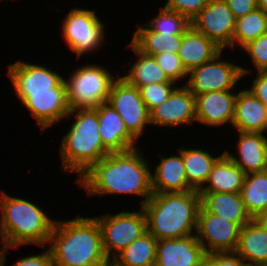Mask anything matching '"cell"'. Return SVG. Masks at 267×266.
Listing matches in <instances>:
<instances>
[{"instance_id":"1","label":"cell","mask_w":267,"mask_h":266,"mask_svg":"<svg viewBox=\"0 0 267 266\" xmlns=\"http://www.w3.org/2000/svg\"><path fill=\"white\" fill-rule=\"evenodd\" d=\"M140 154L136 147L109 153L77 181L89 195L135 194L145 197L144 205L153 194L152 174Z\"/></svg>"},{"instance_id":"2","label":"cell","mask_w":267,"mask_h":266,"mask_svg":"<svg viewBox=\"0 0 267 266\" xmlns=\"http://www.w3.org/2000/svg\"><path fill=\"white\" fill-rule=\"evenodd\" d=\"M49 243L54 266H110L95 218L56 220Z\"/></svg>"},{"instance_id":"3","label":"cell","mask_w":267,"mask_h":266,"mask_svg":"<svg viewBox=\"0 0 267 266\" xmlns=\"http://www.w3.org/2000/svg\"><path fill=\"white\" fill-rule=\"evenodd\" d=\"M201 207L199 191L153 193L142 205L147 231L157 240L192 235Z\"/></svg>"},{"instance_id":"4","label":"cell","mask_w":267,"mask_h":266,"mask_svg":"<svg viewBox=\"0 0 267 266\" xmlns=\"http://www.w3.org/2000/svg\"><path fill=\"white\" fill-rule=\"evenodd\" d=\"M0 208L1 228L5 237L0 254L7 247L16 248L29 243L44 247L49 242L56 220L52 221L38 206L2 191Z\"/></svg>"},{"instance_id":"5","label":"cell","mask_w":267,"mask_h":266,"mask_svg":"<svg viewBox=\"0 0 267 266\" xmlns=\"http://www.w3.org/2000/svg\"><path fill=\"white\" fill-rule=\"evenodd\" d=\"M77 111V112H76ZM75 122L63 136L60 148L62 168L85 174L94 164L110 152L103 146L99 135V119L95 109H75Z\"/></svg>"},{"instance_id":"6","label":"cell","mask_w":267,"mask_h":266,"mask_svg":"<svg viewBox=\"0 0 267 266\" xmlns=\"http://www.w3.org/2000/svg\"><path fill=\"white\" fill-rule=\"evenodd\" d=\"M116 80L105 68L83 66L74 71L68 82L67 100L70 110L94 109L108 102L111 86Z\"/></svg>"},{"instance_id":"7","label":"cell","mask_w":267,"mask_h":266,"mask_svg":"<svg viewBox=\"0 0 267 266\" xmlns=\"http://www.w3.org/2000/svg\"><path fill=\"white\" fill-rule=\"evenodd\" d=\"M95 219L99 224L103 249L109 261L147 231L143 208L142 212L123 211L114 216L109 214ZM112 249L113 257L110 258Z\"/></svg>"},{"instance_id":"8","label":"cell","mask_w":267,"mask_h":266,"mask_svg":"<svg viewBox=\"0 0 267 266\" xmlns=\"http://www.w3.org/2000/svg\"><path fill=\"white\" fill-rule=\"evenodd\" d=\"M221 53L222 51L212 60L188 72L190 77L186 87L194 95L213 91L233 90L236 82L250 72L231 62L219 61Z\"/></svg>"},{"instance_id":"9","label":"cell","mask_w":267,"mask_h":266,"mask_svg":"<svg viewBox=\"0 0 267 266\" xmlns=\"http://www.w3.org/2000/svg\"><path fill=\"white\" fill-rule=\"evenodd\" d=\"M108 103L113 106L124 121L127 131L137 140L146 124L150 123V113L137 87L128 84L122 77L113 82Z\"/></svg>"},{"instance_id":"10","label":"cell","mask_w":267,"mask_h":266,"mask_svg":"<svg viewBox=\"0 0 267 266\" xmlns=\"http://www.w3.org/2000/svg\"><path fill=\"white\" fill-rule=\"evenodd\" d=\"M104 25L99 21L95 11L71 9L63 23L62 32L77 58H80L85 51H93L102 43Z\"/></svg>"},{"instance_id":"11","label":"cell","mask_w":267,"mask_h":266,"mask_svg":"<svg viewBox=\"0 0 267 266\" xmlns=\"http://www.w3.org/2000/svg\"><path fill=\"white\" fill-rule=\"evenodd\" d=\"M244 224H235L221 216L207 212L202 206L198 213L196 238L206 254L235 252L240 229ZM205 241L208 243L207 247Z\"/></svg>"},{"instance_id":"12","label":"cell","mask_w":267,"mask_h":266,"mask_svg":"<svg viewBox=\"0 0 267 266\" xmlns=\"http://www.w3.org/2000/svg\"><path fill=\"white\" fill-rule=\"evenodd\" d=\"M236 18L225 0H210L191 20V26L219 47L232 48Z\"/></svg>"},{"instance_id":"13","label":"cell","mask_w":267,"mask_h":266,"mask_svg":"<svg viewBox=\"0 0 267 266\" xmlns=\"http://www.w3.org/2000/svg\"><path fill=\"white\" fill-rule=\"evenodd\" d=\"M7 73L17 96L22 100L27 94L53 93L64 79L46 67L28 64L20 60L9 65Z\"/></svg>"},{"instance_id":"14","label":"cell","mask_w":267,"mask_h":266,"mask_svg":"<svg viewBox=\"0 0 267 266\" xmlns=\"http://www.w3.org/2000/svg\"><path fill=\"white\" fill-rule=\"evenodd\" d=\"M206 252L196 235L157 241L154 266H202Z\"/></svg>"},{"instance_id":"15","label":"cell","mask_w":267,"mask_h":266,"mask_svg":"<svg viewBox=\"0 0 267 266\" xmlns=\"http://www.w3.org/2000/svg\"><path fill=\"white\" fill-rule=\"evenodd\" d=\"M21 102L37 119L42 130L69 116L70 112L65 80L53 88V93L27 94Z\"/></svg>"},{"instance_id":"16","label":"cell","mask_w":267,"mask_h":266,"mask_svg":"<svg viewBox=\"0 0 267 266\" xmlns=\"http://www.w3.org/2000/svg\"><path fill=\"white\" fill-rule=\"evenodd\" d=\"M194 120L195 96L186 86L176 87L169 97L150 113V123L160 126L192 124Z\"/></svg>"},{"instance_id":"17","label":"cell","mask_w":267,"mask_h":266,"mask_svg":"<svg viewBox=\"0 0 267 266\" xmlns=\"http://www.w3.org/2000/svg\"><path fill=\"white\" fill-rule=\"evenodd\" d=\"M99 119V135L103 146L110 152H123L135 148L137 141L126 129L124 121L108 102L94 108Z\"/></svg>"},{"instance_id":"18","label":"cell","mask_w":267,"mask_h":266,"mask_svg":"<svg viewBox=\"0 0 267 266\" xmlns=\"http://www.w3.org/2000/svg\"><path fill=\"white\" fill-rule=\"evenodd\" d=\"M230 91H213L195 96L196 119L210 126L227 122L232 124L235 109V94Z\"/></svg>"},{"instance_id":"19","label":"cell","mask_w":267,"mask_h":266,"mask_svg":"<svg viewBox=\"0 0 267 266\" xmlns=\"http://www.w3.org/2000/svg\"><path fill=\"white\" fill-rule=\"evenodd\" d=\"M232 124L239 132L262 133L267 130V107L250 90H242L236 96Z\"/></svg>"},{"instance_id":"20","label":"cell","mask_w":267,"mask_h":266,"mask_svg":"<svg viewBox=\"0 0 267 266\" xmlns=\"http://www.w3.org/2000/svg\"><path fill=\"white\" fill-rule=\"evenodd\" d=\"M239 160L229 151L224 153L237 164L245 174L267 170V138L262 133L239 132Z\"/></svg>"},{"instance_id":"21","label":"cell","mask_w":267,"mask_h":266,"mask_svg":"<svg viewBox=\"0 0 267 266\" xmlns=\"http://www.w3.org/2000/svg\"><path fill=\"white\" fill-rule=\"evenodd\" d=\"M223 49L192 26L182 35L178 56L187 72L212 60Z\"/></svg>"},{"instance_id":"22","label":"cell","mask_w":267,"mask_h":266,"mask_svg":"<svg viewBox=\"0 0 267 266\" xmlns=\"http://www.w3.org/2000/svg\"><path fill=\"white\" fill-rule=\"evenodd\" d=\"M178 156L162 157L152 177L153 193L186 192L193 190L186 178L181 149Z\"/></svg>"},{"instance_id":"23","label":"cell","mask_w":267,"mask_h":266,"mask_svg":"<svg viewBox=\"0 0 267 266\" xmlns=\"http://www.w3.org/2000/svg\"><path fill=\"white\" fill-rule=\"evenodd\" d=\"M235 252L249 265H267V229L256 219L244 224Z\"/></svg>"},{"instance_id":"24","label":"cell","mask_w":267,"mask_h":266,"mask_svg":"<svg viewBox=\"0 0 267 266\" xmlns=\"http://www.w3.org/2000/svg\"><path fill=\"white\" fill-rule=\"evenodd\" d=\"M201 206L209 213L235 224H246L252 218L245 209L240 193L199 192Z\"/></svg>"},{"instance_id":"25","label":"cell","mask_w":267,"mask_h":266,"mask_svg":"<svg viewBox=\"0 0 267 266\" xmlns=\"http://www.w3.org/2000/svg\"><path fill=\"white\" fill-rule=\"evenodd\" d=\"M245 172L225 153L216 161L206 183L199 192L240 193L245 180Z\"/></svg>"},{"instance_id":"26","label":"cell","mask_w":267,"mask_h":266,"mask_svg":"<svg viewBox=\"0 0 267 266\" xmlns=\"http://www.w3.org/2000/svg\"><path fill=\"white\" fill-rule=\"evenodd\" d=\"M157 239L146 231L123 249L110 262V266H154Z\"/></svg>"},{"instance_id":"27","label":"cell","mask_w":267,"mask_h":266,"mask_svg":"<svg viewBox=\"0 0 267 266\" xmlns=\"http://www.w3.org/2000/svg\"><path fill=\"white\" fill-rule=\"evenodd\" d=\"M181 41L182 35L157 33L148 26H141L134 33L131 44L141 53L153 57L162 52L178 53Z\"/></svg>"},{"instance_id":"28","label":"cell","mask_w":267,"mask_h":266,"mask_svg":"<svg viewBox=\"0 0 267 266\" xmlns=\"http://www.w3.org/2000/svg\"><path fill=\"white\" fill-rule=\"evenodd\" d=\"M181 155L189 186L195 191H200L202 185L207 182L213 165L223 154L213 157L201 149L181 148Z\"/></svg>"},{"instance_id":"29","label":"cell","mask_w":267,"mask_h":266,"mask_svg":"<svg viewBox=\"0 0 267 266\" xmlns=\"http://www.w3.org/2000/svg\"><path fill=\"white\" fill-rule=\"evenodd\" d=\"M245 209L252 219L267 210V170L247 174L241 189Z\"/></svg>"},{"instance_id":"30","label":"cell","mask_w":267,"mask_h":266,"mask_svg":"<svg viewBox=\"0 0 267 266\" xmlns=\"http://www.w3.org/2000/svg\"><path fill=\"white\" fill-rule=\"evenodd\" d=\"M129 47L139 56V59L130 68L129 75L122 77L128 84L139 89L149 84L174 82L167 77L154 57L141 53L131 43Z\"/></svg>"},{"instance_id":"31","label":"cell","mask_w":267,"mask_h":266,"mask_svg":"<svg viewBox=\"0 0 267 266\" xmlns=\"http://www.w3.org/2000/svg\"><path fill=\"white\" fill-rule=\"evenodd\" d=\"M264 34H267V12L257 8L244 17L236 19L232 48L236 43L243 48L249 42Z\"/></svg>"},{"instance_id":"32","label":"cell","mask_w":267,"mask_h":266,"mask_svg":"<svg viewBox=\"0 0 267 266\" xmlns=\"http://www.w3.org/2000/svg\"><path fill=\"white\" fill-rule=\"evenodd\" d=\"M146 25L157 33L183 35L191 26V21L186 16L164 6L158 16Z\"/></svg>"},{"instance_id":"33","label":"cell","mask_w":267,"mask_h":266,"mask_svg":"<svg viewBox=\"0 0 267 266\" xmlns=\"http://www.w3.org/2000/svg\"><path fill=\"white\" fill-rule=\"evenodd\" d=\"M175 82H162L149 84L139 88L141 98L144 101L149 113L161 105L173 92L172 84Z\"/></svg>"},{"instance_id":"34","label":"cell","mask_w":267,"mask_h":266,"mask_svg":"<svg viewBox=\"0 0 267 266\" xmlns=\"http://www.w3.org/2000/svg\"><path fill=\"white\" fill-rule=\"evenodd\" d=\"M153 57L171 81L176 83L177 80H180L188 75V72L183 66L178 53L162 52L161 54H157Z\"/></svg>"},{"instance_id":"35","label":"cell","mask_w":267,"mask_h":266,"mask_svg":"<svg viewBox=\"0 0 267 266\" xmlns=\"http://www.w3.org/2000/svg\"><path fill=\"white\" fill-rule=\"evenodd\" d=\"M243 48L250 54L257 71L265 72L267 70V34L261 35Z\"/></svg>"},{"instance_id":"36","label":"cell","mask_w":267,"mask_h":266,"mask_svg":"<svg viewBox=\"0 0 267 266\" xmlns=\"http://www.w3.org/2000/svg\"><path fill=\"white\" fill-rule=\"evenodd\" d=\"M210 0H167L166 8L186 16L190 21Z\"/></svg>"},{"instance_id":"37","label":"cell","mask_w":267,"mask_h":266,"mask_svg":"<svg viewBox=\"0 0 267 266\" xmlns=\"http://www.w3.org/2000/svg\"><path fill=\"white\" fill-rule=\"evenodd\" d=\"M202 266H248V262L236 252H215L205 255Z\"/></svg>"},{"instance_id":"38","label":"cell","mask_w":267,"mask_h":266,"mask_svg":"<svg viewBox=\"0 0 267 266\" xmlns=\"http://www.w3.org/2000/svg\"><path fill=\"white\" fill-rule=\"evenodd\" d=\"M236 19L258 8L257 0H225Z\"/></svg>"},{"instance_id":"39","label":"cell","mask_w":267,"mask_h":266,"mask_svg":"<svg viewBox=\"0 0 267 266\" xmlns=\"http://www.w3.org/2000/svg\"><path fill=\"white\" fill-rule=\"evenodd\" d=\"M13 266H54V263L50 250L46 249L40 255L21 258Z\"/></svg>"},{"instance_id":"40","label":"cell","mask_w":267,"mask_h":266,"mask_svg":"<svg viewBox=\"0 0 267 266\" xmlns=\"http://www.w3.org/2000/svg\"><path fill=\"white\" fill-rule=\"evenodd\" d=\"M267 107V72H257V77L249 89Z\"/></svg>"},{"instance_id":"41","label":"cell","mask_w":267,"mask_h":266,"mask_svg":"<svg viewBox=\"0 0 267 266\" xmlns=\"http://www.w3.org/2000/svg\"><path fill=\"white\" fill-rule=\"evenodd\" d=\"M258 220L266 229H267V210L262 212L257 218Z\"/></svg>"},{"instance_id":"42","label":"cell","mask_w":267,"mask_h":266,"mask_svg":"<svg viewBox=\"0 0 267 266\" xmlns=\"http://www.w3.org/2000/svg\"><path fill=\"white\" fill-rule=\"evenodd\" d=\"M257 6L261 10L267 12V0H257Z\"/></svg>"},{"instance_id":"43","label":"cell","mask_w":267,"mask_h":266,"mask_svg":"<svg viewBox=\"0 0 267 266\" xmlns=\"http://www.w3.org/2000/svg\"><path fill=\"white\" fill-rule=\"evenodd\" d=\"M6 250L7 249H5L1 254H0V266H4L5 265V255H6Z\"/></svg>"},{"instance_id":"44","label":"cell","mask_w":267,"mask_h":266,"mask_svg":"<svg viewBox=\"0 0 267 266\" xmlns=\"http://www.w3.org/2000/svg\"><path fill=\"white\" fill-rule=\"evenodd\" d=\"M1 223V222H0ZM0 236L2 237V242L5 243V237H4V234H3V231H2V228H1V224H0Z\"/></svg>"},{"instance_id":"45","label":"cell","mask_w":267,"mask_h":266,"mask_svg":"<svg viewBox=\"0 0 267 266\" xmlns=\"http://www.w3.org/2000/svg\"><path fill=\"white\" fill-rule=\"evenodd\" d=\"M248 266H267V265H249Z\"/></svg>"}]
</instances>
